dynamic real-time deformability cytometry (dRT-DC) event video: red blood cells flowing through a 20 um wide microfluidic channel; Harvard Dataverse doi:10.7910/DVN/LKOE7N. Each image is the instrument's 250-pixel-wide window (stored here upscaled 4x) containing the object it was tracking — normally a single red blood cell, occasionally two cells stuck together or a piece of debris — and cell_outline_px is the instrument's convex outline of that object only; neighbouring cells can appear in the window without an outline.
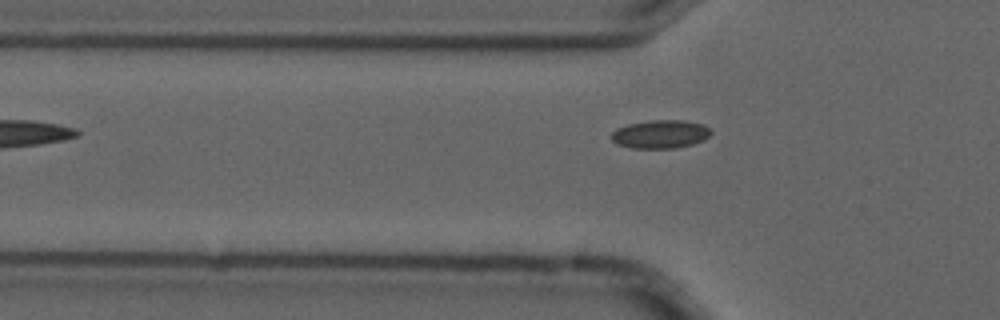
{"species": "common noctule bat (a hibernating species)", "species_latin": "Nyctalus noctula", "temperature_condition": "cold", "stored_images_in_passage": 2, "camera_frame_rate_fps": 3000, "um_per_image_px": 0.085, "animal": {"sex": "male", "forearm_length_mm": 52.5}, "frame": {"image": 1, "passage_image": 2, "time_ms": 0.333, "image_size_px": [1000, 320], "cell_outline_px": [[712, 132], [704, 140], [692, 144], [676, 148], [632, 148], [616, 144], [612, 140], [612, 132], [616, 128], [628, 124], [652, 120], [684, 120], [704, 124]], "centroid_in_image_um": [56.13, 11.4], "position_along_channel_um": 69.7, "area_um2": 16.47}}